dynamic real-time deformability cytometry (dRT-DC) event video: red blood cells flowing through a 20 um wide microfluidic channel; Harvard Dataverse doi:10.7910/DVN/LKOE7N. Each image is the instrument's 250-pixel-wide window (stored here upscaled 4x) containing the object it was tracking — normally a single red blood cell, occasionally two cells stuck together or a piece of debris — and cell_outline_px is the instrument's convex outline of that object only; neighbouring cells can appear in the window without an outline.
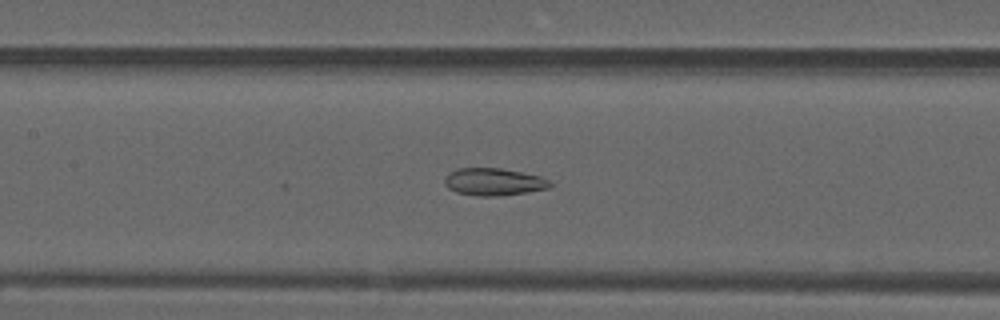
{"species": "common noctule bat (a hibernating species)", "species_latin": "Nyctalus noctula", "temperature_condition": "warm", "stored_images_in_passage": 53, "camera_frame_rate_fps": 3000, "um_per_image_px": 0.085, "animal": {"sex": "male", "forearm_length_mm": 52.5}, "frame": {"image": 1, "passage_image": 24, "time_ms": 7.667, "image_size_px": [1000, 320], "cell_outline_px": [[552, 184], [548, 188], [528, 192], [504, 196], [476, 196], [456, 192], [448, 188], [444, 184], [444, 176], [448, 172], [456, 168], [500, 168], [540, 176], [548, 180]], "centroid_in_image_um": [41.91, 15.46], "position_along_channel_um": 165.5, "area_um2": 16.99}}
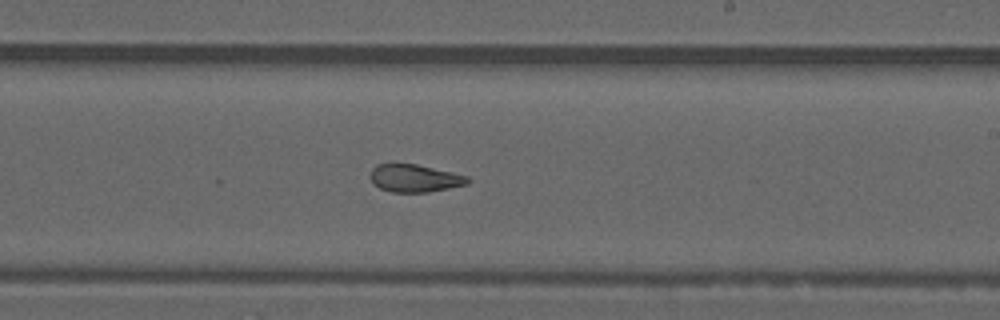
{"frame": {"image": 2, "passage_image": 31, "time_ms": 10.0, "image_size_px": [1000, 320], "cell_outline_px": [[472, 180], [468, 184], [428, 192], [392, 192], [380, 188], [372, 184], [372, 168], [376, 164], [416, 164], [452, 172], [468, 176]], "centroid_in_image_um": [35.28, 15.15], "position_along_channel_um": 253.7, "area_um2": 15.61}}
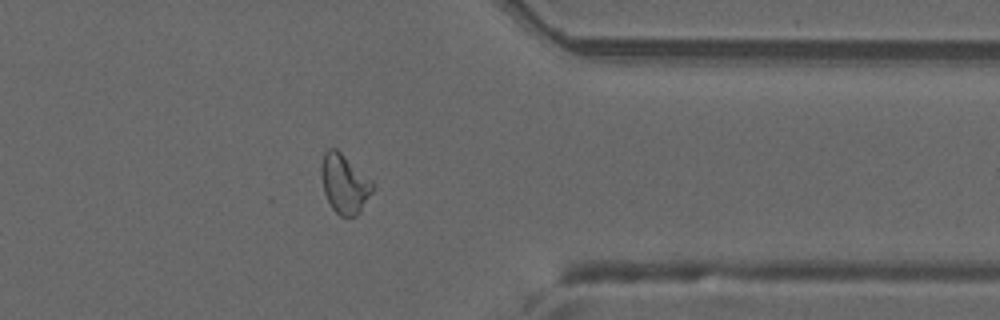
{"frame": {"image": 3, "passage_image": 42, "time_ms": 13.667, "image_size_px": [1000, 320], "cell_outline_px": [[372, 192], [360, 212], [356, 216], [340, 216], [332, 208], [324, 192], [320, 172], [320, 168], [324, 152], [328, 148], [336, 148], [372, 180]], "centroid_in_image_um": [29.26, 15.61], "position_along_channel_um": 382.1, "area_um2": 17.57}, "authors_computed_cell_mechanics": {"area_um2": 18.2648, "velocity_mm_per_s": 3.8118, "shape_relaxation_time_tau1_ms": null, "shape_relaxation_time_tau2_ms": 1.7528, "deformation_change_tau1": null, "deformation_change_tau2": 0.0766}}